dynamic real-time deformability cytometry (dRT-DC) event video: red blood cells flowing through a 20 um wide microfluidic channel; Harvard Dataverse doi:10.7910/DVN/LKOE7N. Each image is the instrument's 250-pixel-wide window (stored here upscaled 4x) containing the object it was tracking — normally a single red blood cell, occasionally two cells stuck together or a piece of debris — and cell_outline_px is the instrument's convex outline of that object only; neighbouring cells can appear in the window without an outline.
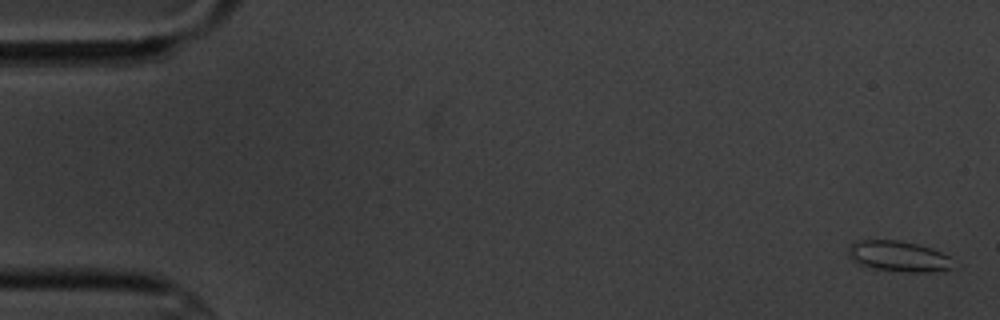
{"species": "common noctule bat (a hibernating species)", "species_latin": "Nyctalus noctula", "temperature_condition": "cold", "stored_images_in_passage": 5, "camera_frame_rate_fps": 3000, "um_per_image_px": 0.085, "animal": {"sex": "male", "body_mass_g": 20.1, "forearm_length_mm": 53.5}, "frame": {"image": 1, "passage_image": 1, "time_ms": 0.0, "image_size_px": [1000, 320], "cell_outline_px": [[952, 268], [940, 272], [900, 272], [876, 268], [856, 264], [848, 256], [848, 244], [856, 240], [900, 240], [932, 248], [948, 256]], "centroid_in_image_um": [76.31, 21.78], "position_along_channel_um": 8.7, "area_um2": 18.9}}
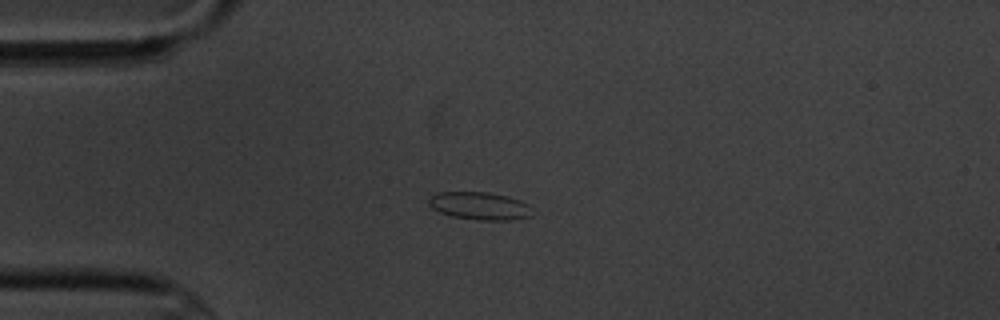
{"frame": {"image": 2, "passage_image": 4, "time_ms": 4.333, "image_size_px": [1000, 320], "cell_outline_px": [[532, 216], [508, 220], [476, 220], [452, 216], [440, 212], [432, 208], [428, 204], [428, 200], [436, 192], [488, 192], [508, 196], [520, 200], [528, 204]], "centroid_in_image_um": [40.75, 17.5], "position_along_channel_um": 44.2, "area_um2": 16.7}}